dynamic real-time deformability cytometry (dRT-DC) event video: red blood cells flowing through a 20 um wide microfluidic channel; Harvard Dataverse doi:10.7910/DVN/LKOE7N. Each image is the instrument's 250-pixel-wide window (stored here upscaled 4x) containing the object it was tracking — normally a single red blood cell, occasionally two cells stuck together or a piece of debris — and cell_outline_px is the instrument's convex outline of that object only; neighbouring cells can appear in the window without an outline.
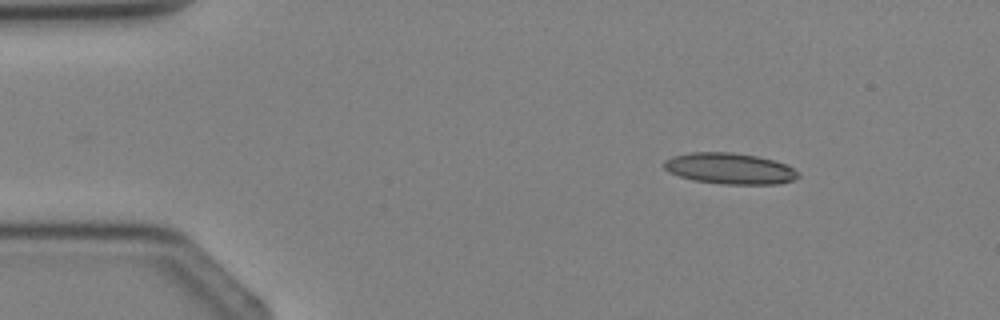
{"species": "Egyptian fruit bat (a non-hibernating species)", "species_latin": "Rousettus aegyptiacus", "temperature_condition": "cold", "stored_images_in_passage": 3, "camera_frame_rate_fps": 3000, "um_per_image_px": 0.085, "animal": {"sex": "female"}, "frame": {"image": 1, "passage_image": 1, "time_ms": 0.0, "image_size_px": [1000, 320], "cell_outline_px": [[800, 176], [792, 180], [780, 184], [724, 184], [692, 180], [668, 172], [664, 168], [664, 160], [672, 156], [692, 152], [732, 152], [756, 156], [772, 160], [784, 164], [800, 172]], "centroid_in_image_um": [62.01, 14.33], "position_along_channel_um": 23.0, "area_um2": 24.28}}
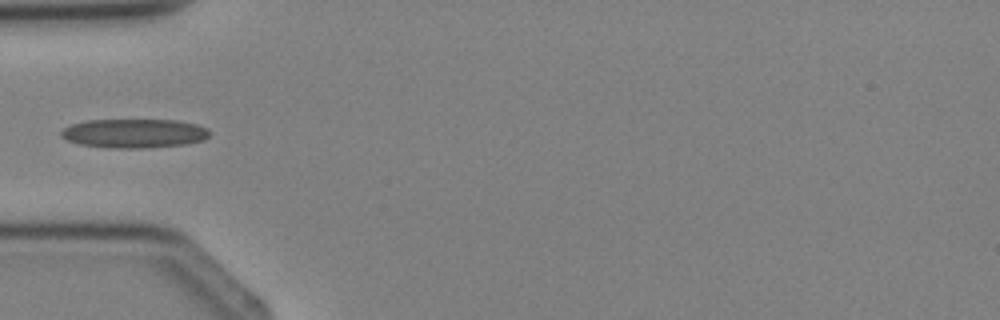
{"frame": {"image": 2, "passage_image": 3, "time_ms": 2.333, "image_size_px": [1000, 320], "cell_outline_px": [[208, 136], [204, 140], [188, 144], [148, 148], [108, 148], [80, 144], [68, 140], [60, 136], [60, 132], [64, 128], [72, 124], [84, 120], [176, 120], [196, 124], [208, 128]], "centroid_in_image_um": [11.41, 11.34], "position_along_channel_um": 73.6, "area_um2": 25.26}}